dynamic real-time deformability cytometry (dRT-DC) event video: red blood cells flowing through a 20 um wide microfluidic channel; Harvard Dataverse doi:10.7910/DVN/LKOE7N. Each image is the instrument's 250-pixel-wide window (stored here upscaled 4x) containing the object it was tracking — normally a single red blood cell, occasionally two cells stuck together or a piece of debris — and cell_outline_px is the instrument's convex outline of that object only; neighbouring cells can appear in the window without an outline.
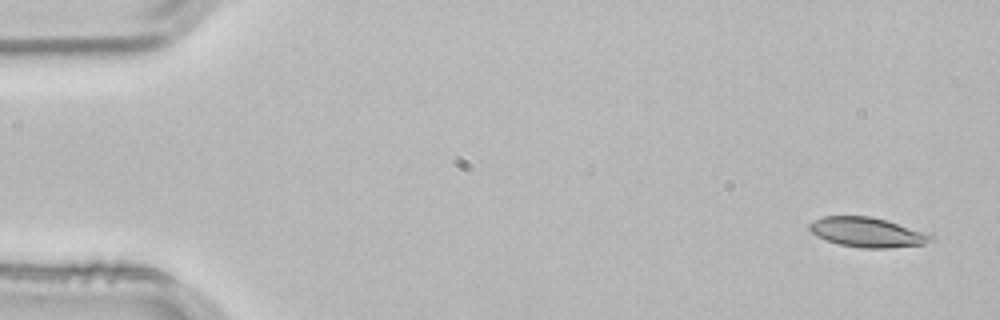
{"species": "common noctule bat (a hibernating species)", "species_latin": "Nyctalus noctula", "temperature_condition": "room temperature", "stored_images_in_passage": 3, "camera_frame_rate_fps": 3000, "um_per_image_px": 0.085, "animal": {"sex": "male", "body_mass_g": 21.5, "forearm_length_mm": 52.0}, "frame": {"image": 1, "passage_image": 1, "time_ms": 0.0, "image_size_px": [1000, 320], "cell_outline_px": [[936, 236], [932, 240], [924, 244], [888, 248], [864, 248], [840, 244], [816, 236], [808, 228], [808, 224], [812, 220], [824, 216], [872, 216], [932, 232]], "centroid_in_image_um": [73.8, 19.73], "position_along_channel_um": 11.2, "area_um2": 21.44}}
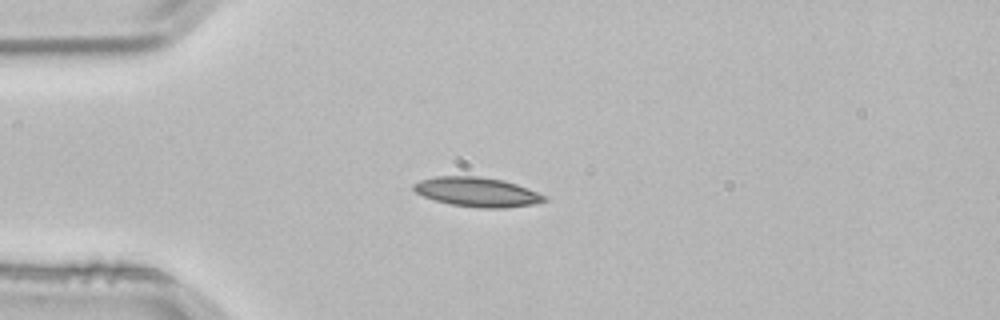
{"frame": {"image": 2, "passage_image": 3, "time_ms": 0.667, "image_size_px": [1000, 320], "cell_outline_px": [[548, 200], [536, 204], [504, 208], [480, 208], [452, 204], [436, 200], [424, 196], [416, 192], [412, 188], [412, 184], [420, 180], [436, 176], [480, 176], [504, 180], [528, 188], [548, 196]], "centroid_in_image_um": [40.6, 16.31], "position_along_channel_um": 44.4, "area_um2": 22.54}}